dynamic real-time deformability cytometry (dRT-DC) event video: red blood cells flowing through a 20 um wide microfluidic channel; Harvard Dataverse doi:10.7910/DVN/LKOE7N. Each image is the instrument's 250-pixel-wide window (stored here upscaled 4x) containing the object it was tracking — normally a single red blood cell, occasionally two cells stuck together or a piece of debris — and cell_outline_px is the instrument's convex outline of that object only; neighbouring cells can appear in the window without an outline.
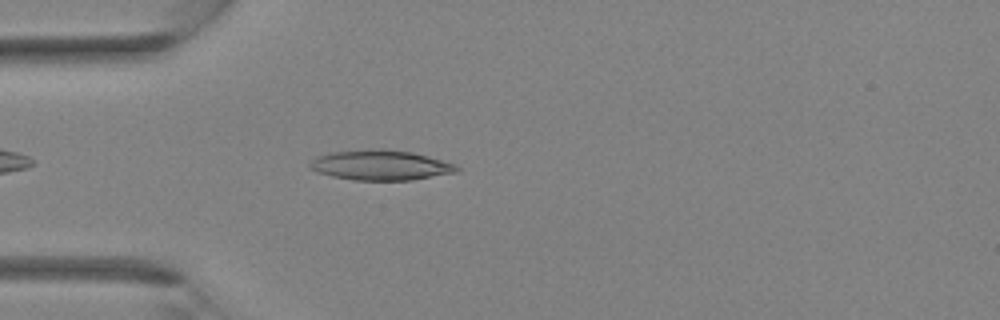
{"species": "Egyptian fruit bat (a non-hibernating species)", "species_latin": "Rousettus aegyptiacus", "temperature_condition": "room temperature", "stored_images_in_passage": 27, "camera_frame_rate_fps": 3000, "um_per_image_px": 0.085, "animal": {"sex": "female"}, "frame": {"image": 1, "passage_image": 3, "time_ms": 0.667, "image_size_px": [1000, 320], "cell_outline_px": [[460, 168], [456, 172], [412, 180], [352, 180], [332, 176], [308, 168], [308, 164], [316, 156], [332, 152], [380, 148], [384, 148], [412, 152], [428, 156], [456, 164]], "centroid_in_image_um": [32.35, 14.03], "position_along_channel_um": 52.7, "area_um2": 25.78}}
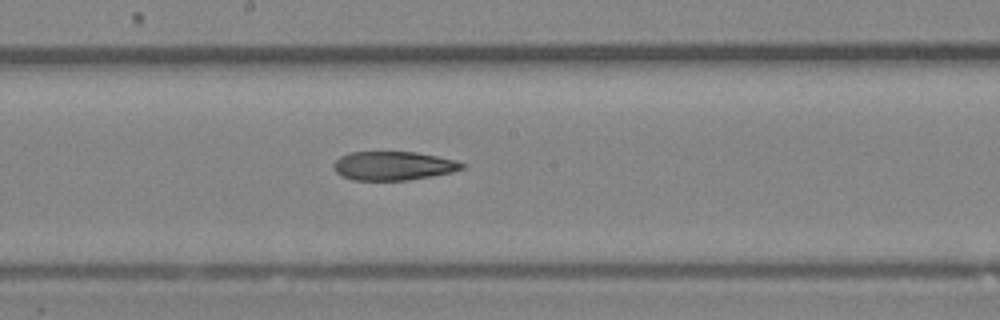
{"frame": {"image": 2, "passage_image": 12, "time_ms": 3.667, "image_size_px": [1000, 320], "cell_outline_px": [[468, 164], [464, 168], [452, 172], [432, 176], [408, 180], [352, 180], [340, 176], [332, 168], [332, 164], [340, 156], [348, 152], [416, 152], [456, 160]], "centroid_in_image_um": [33.41, 14.09], "position_along_channel_um": 214.8, "area_um2": 21.79}}
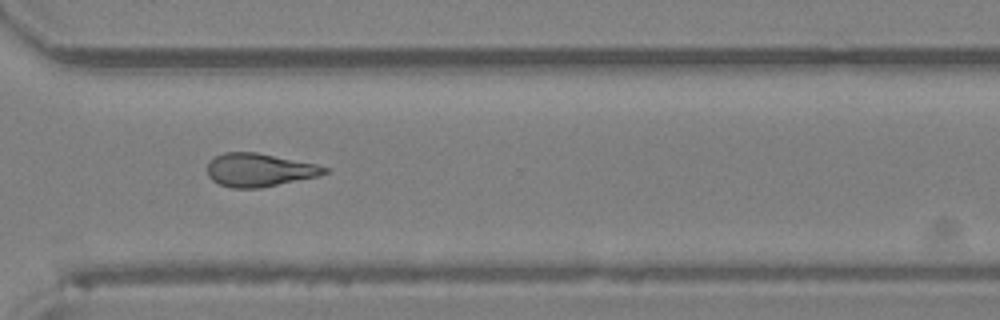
{"frame": {"image": 3, "passage_image": 19, "time_ms": 6.0, "image_size_px": [1000, 320], "cell_outline_px": [[328, 172], [320, 176], [260, 188], [232, 188], [220, 184], [212, 180], [208, 176], [208, 164], [216, 156], [224, 152], [256, 152], [316, 164], [328, 168]], "centroid_in_image_um": [22.05, 14.45], "position_along_channel_um": 348.5, "area_um2": 22.6}}